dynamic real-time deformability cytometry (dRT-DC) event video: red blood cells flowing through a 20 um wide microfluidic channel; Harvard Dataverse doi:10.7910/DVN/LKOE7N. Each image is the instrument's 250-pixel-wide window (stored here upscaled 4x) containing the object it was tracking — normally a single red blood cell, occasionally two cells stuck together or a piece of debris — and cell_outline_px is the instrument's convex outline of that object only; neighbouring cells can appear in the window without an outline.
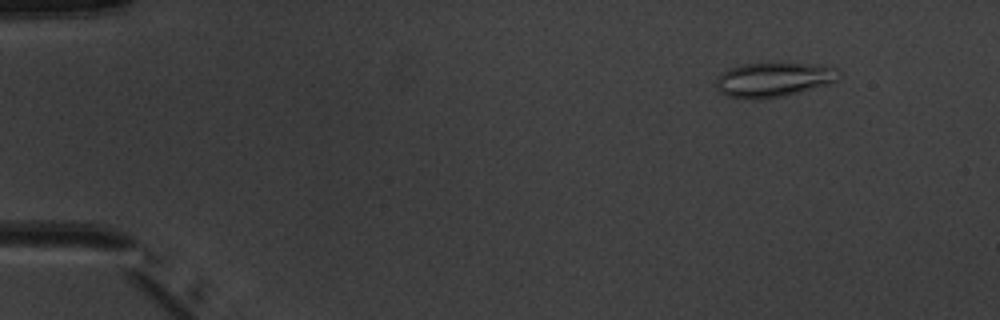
{"species": "common noctule bat (a hibernating species)", "species_latin": "Nyctalus noctula", "temperature_condition": "warm", "stored_images_in_passage": 4, "camera_frame_rate_fps": 3000, "um_per_image_px": 0.085, "animal": {"sex": "male", "body_mass_g": 20.1, "forearm_length_mm": 53.5}, "frame": {"image": 1, "passage_image": 2, "time_ms": 1.0, "image_size_px": [1000, 320], "cell_outline_px": [[840, 80], [828, 84], [784, 96], [760, 100], [752, 100], [728, 96], [720, 92], [716, 88], [716, 80], [728, 68], [740, 64], [812, 64], [836, 68], [840, 76]], "centroid_in_image_um": [65.74, 6.79], "position_along_channel_um": 19.3, "area_um2": 24.57}}